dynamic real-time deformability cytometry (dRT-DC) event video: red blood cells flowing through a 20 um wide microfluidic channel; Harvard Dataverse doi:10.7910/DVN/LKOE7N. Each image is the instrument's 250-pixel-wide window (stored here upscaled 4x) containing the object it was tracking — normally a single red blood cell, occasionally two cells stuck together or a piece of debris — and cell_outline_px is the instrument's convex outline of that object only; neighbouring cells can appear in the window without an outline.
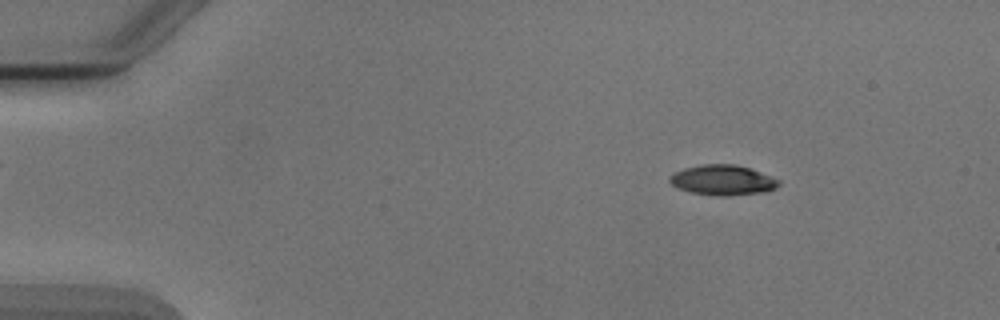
{"species": "Egyptian fruit bat (a non-hibernating species)", "species_latin": "Rousettus aegyptiacus", "temperature_condition": "cold", "stored_images_in_passage": 5, "camera_frame_rate_fps": 3000, "um_per_image_px": 0.085, "animal": {"sex": "male"}, "frame": {"image": 1, "passage_image": 1, "time_ms": 0.0, "image_size_px": [1000, 320], "cell_outline_px": [[780, 184], [776, 188], [764, 192], [728, 196], [720, 196], [688, 192], [672, 184], [668, 180], [668, 176], [684, 168], [700, 164], [736, 164], [760, 172], [780, 180]], "centroid_in_image_um": [61.42, 15.31], "position_along_channel_um": 23.6, "area_um2": 19.19}}
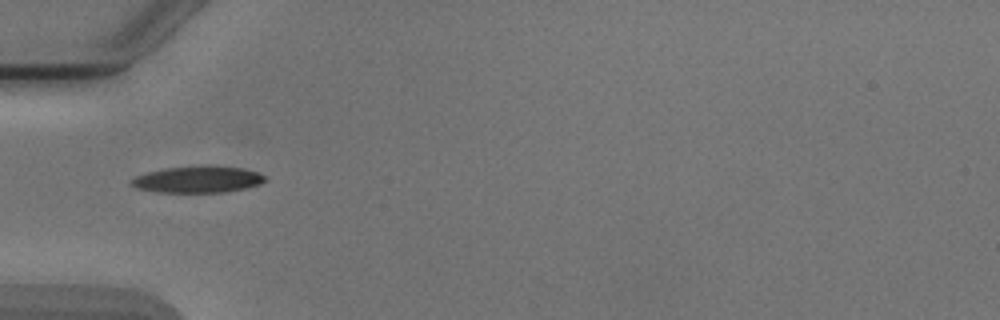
{"frame": {"image": 2, "passage_image": 4, "time_ms": 3.333, "image_size_px": [1000, 320], "cell_outline_px": [[264, 180], [260, 184], [244, 188], [224, 192], [156, 192], [136, 188], [128, 180], [136, 176], [148, 172], [164, 168], [200, 164], [212, 164], [244, 168], [256, 172], [264, 176]], "centroid_in_image_um": [16.78, 15.22], "position_along_channel_um": 68.2, "area_um2": 21.04}}
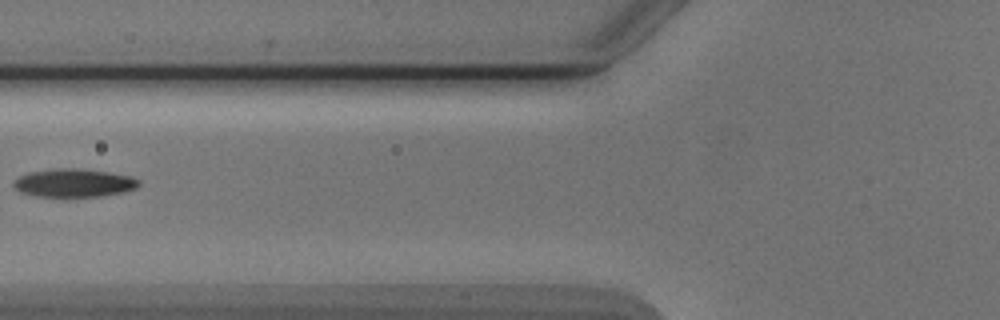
{"frame": {"image": 3, "passage_image": 5, "time_ms": 4.667, "image_size_px": [1000, 320], "cell_outline_px": [[140, 184], [136, 188], [124, 192], [100, 196], [36, 196], [20, 192], [12, 184], [20, 176], [32, 172], [60, 168], [72, 168], [108, 172], [128, 176], [140, 180]], "centroid_in_image_um": [6.31, 15.55], "position_along_channel_um": 119.5, "area_um2": 20.17}}